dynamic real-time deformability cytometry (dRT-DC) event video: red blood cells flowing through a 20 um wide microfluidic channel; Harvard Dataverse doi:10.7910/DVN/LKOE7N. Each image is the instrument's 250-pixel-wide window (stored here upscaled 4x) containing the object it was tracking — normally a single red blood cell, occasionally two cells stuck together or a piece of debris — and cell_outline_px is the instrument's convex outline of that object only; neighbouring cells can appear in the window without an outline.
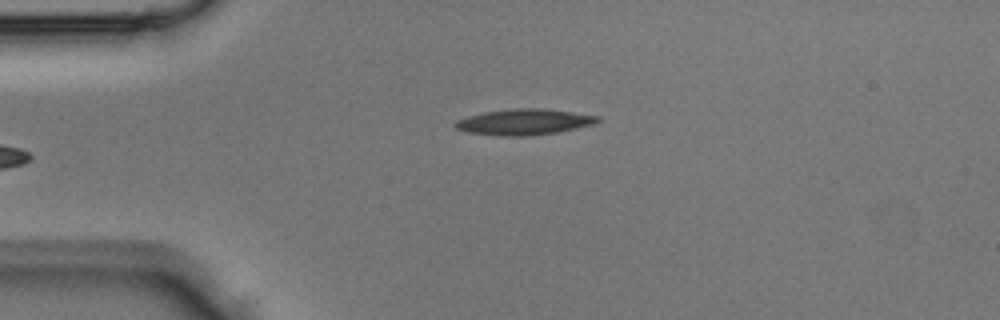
{"species": "Egyptian fruit bat (a non-hibernating species)", "species_latin": "Rousettus aegyptiacus", "temperature_condition": "room temperature", "stored_images_in_passage": 5, "camera_frame_rate_fps": 3000, "um_per_image_px": 0.085, "animal": {"sex": "male"}, "frame": {"image": 1, "passage_image": 5, "time_ms": 1.333, "image_size_px": [1000, 320], "cell_outline_px": [[604, 120], [596, 124], [556, 132], [532, 136], [500, 136], [468, 132], [456, 128], [452, 124], [456, 120], [468, 116], [484, 112], [516, 108], [540, 108], [572, 112], [600, 116]], "centroid_in_image_um": [44.59, 10.37], "position_along_channel_um": 40.4, "area_um2": 21.62}}